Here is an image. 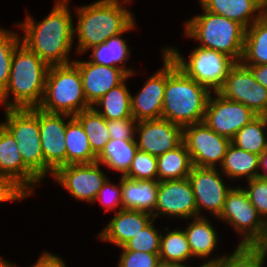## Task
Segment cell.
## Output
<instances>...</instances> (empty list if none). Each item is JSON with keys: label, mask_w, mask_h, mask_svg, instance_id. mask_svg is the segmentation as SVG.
<instances>
[{"label": "cell", "mask_w": 267, "mask_h": 267, "mask_svg": "<svg viewBox=\"0 0 267 267\" xmlns=\"http://www.w3.org/2000/svg\"><path fill=\"white\" fill-rule=\"evenodd\" d=\"M56 5L41 22L28 16L18 24L24 30L21 38L29 50L38 55L48 66L66 65L72 49L74 24L68 0H57Z\"/></svg>", "instance_id": "6da1fadb"}, {"label": "cell", "mask_w": 267, "mask_h": 267, "mask_svg": "<svg viewBox=\"0 0 267 267\" xmlns=\"http://www.w3.org/2000/svg\"><path fill=\"white\" fill-rule=\"evenodd\" d=\"M211 93L188 77L166 52V86L161 118L182 128L203 122Z\"/></svg>", "instance_id": "7a4b0ae2"}, {"label": "cell", "mask_w": 267, "mask_h": 267, "mask_svg": "<svg viewBox=\"0 0 267 267\" xmlns=\"http://www.w3.org/2000/svg\"><path fill=\"white\" fill-rule=\"evenodd\" d=\"M122 4L119 0H98L77 8L78 23L74 27V36L77 33L78 54L135 28L133 14Z\"/></svg>", "instance_id": "3957f363"}, {"label": "cell", "mask_w": 267, "mask_h": 267, "mask_svg": "<svg viewBox=\"0 0 267 267\" xmlns=\"http://www.w3.org/2000/svg\"><path fill=\"white\" fill-rule=\"evenodd\" d=\"M49 66L20 43L14 50L9 81L0 95L5 109L37 108L42 101ZM13 94V101L8 98Z\"/></svg>", "instance_id": "277c9868"}, {"label": "cell", "mask_w": 267, "mask_h": 267, "mask_svg": "<svg viewBox=\"0 0 267 267\" xmlns=\"http://www.w3.org/2000/svg\"><path fill=\"white\" fill-rule=\"evenodd\" d=\"M202 9V15L185 23V35L199 41L202 48L222 52L240 62L246 29L240 23Z\"/></svg>", "instance_id": "5b68a950"}, {"label": "cell", "mask_w": 267, "mask_h": 267, "mask_svg": "<svg viewBox=\"0 0 267 267\" xmlns=\"http://www.w3.org/2000/svg\"><path fill=\"white\" fill-rule=\"evenodd\" d=\"M39 109L48 113L75 116L91 108L88 104L79 69L73 64L49 66Z\"/></svg>", "instance_id": "8992f818"}, {"label": "cell", "mask_w": 267, "mask_h": 267, "mask_svg": "<svg viewBox=\"0 0 267 267\" xmlns=\"http://www.w3.org/2000/svg\"><path fill=\"white\" fill-rule=\"evenodd\" d=\"M177 66L190 78L206 87L210 92H218L224 85L230 69L236 61L228 55L209 48L196 47L189 59L183 58L174 48L164 49Z\"/></svg>", "instance_id": "52a82bcc"}, {"label": "cell", "mask_w": 267, "mask_h": 267, "mask_svg": "<svg viewBox=\"0 0 267 267\" xmlns=\"http://www.w3.org/2000/svg\"><path fill=\"white\" fill-rule=\"evenodd\" d=\"M3 126L15 138L24 164L44 178V154L39 130V108L6 109Z\"/></svg>", "instance_id": "ba28073f"}, {"label": "cell", "mask_w": 267, "mask_h": 267, "mask_svg": "<svg viewBox=\"0 0 267 267\" xmlns=\"http://www.w3.org/2000/svg\"><path fill=\"white\" fill-rule=\"evenodd\" d=\"M217 218L226 221L239 234L243 235V239L236 248L240 253L259 235L265 224V220L251 204L246 191L242 187H232Z\"/></svg>", "instance_id": "9c48e42d"}, {"label": "cell", "mask_w": 267, "mask_h": 267, "mask_svg": "<svg viewBox=\"0 0 267 267\" xmlns=\"http://www.w3.org/2000/svg\"><path fill=\"white\" fill-rule=\"evenodd\" d=\"M183 143L193 166L216 168L217 163L222 164L231 140L200 122L183 127Z\"/></svg>", "instance_id": "30bf717a"}, {"label": "cell", "mask_w": 267, "mask_h": 267, "mask_svg": "<svg viewBox=\"0 0 267 267\" xmlns=\"http://www.w3.org/2000/svg\"><path fill=\"white\" fill-rule=\"evenodd\" d=\"M210 94L204 123L220 136L232 140L236 133L258 115L240 102L225 99L218 92Z\"/></svg>", "instance_id": "8fae6325"}, {"label": "cell", "mask_w": 267, "mask_h": 267, "mask_svg": "<svg viewBox=\"0 0 267 267\" xmlns=\"http://www.w3.org/2000/svg\"><path fill=\"white\" fill-rule=\"evenodd\" d=\"M218 93L225 99L244 104L258 116H267V89L241 62H236L230 69Z\"/></svg>", "instance_id": "7c38bea8"}, {"label": "cell", "mask_w": 267, "mask_h": 267, "mask_svg": "<svg viewBox=\"0 0 267 267\" xmlns=\"http://www.w3.org/2000/svg\"><path fill=\"white\" fill-rule=\"evenodd\" d=\"M74 116L68 114L48 113L39 109V130L41 146L44 154V177L66 165V136L67 123ZM65 118H69L65 122Z\"/></svg>", "instance_id": "4fadbf2b"}, {"label": "cell", "mask_w": 267, "mask_h": 267, "mask_svg": "<svg viewBox=\"0 0 267 267\" xmlns=\"http://www.w3.org/2000/svg\"><path fill=\"white\" fill-rule=\"evenodd\" d=\"M99 163L69 164L58 168L53 179L61 184L75 199L94 202L107 176Z\"/></svg>", "instance_id": "5bb4252c"}, {"label": "cell", "mask_w": 267, "mask_h": 267, "mask_svg": "<svg viewBox=\"0 0 267 267\" xmlns=\"http://www.w3.org/2000/svg\"><path fill=\"white\" fill-rule=\"evenodd\" d=\"M160 215L191 219L197 217V205L188 178L159 182L154 220Z\"/></svg>", "instance_id": "9a60e30c"}, {"label": "cell", "mask_w": 267, "mask_h": 267, "mask_svg": "<svg viewBox=\"0 0 267 267\" xmlns=\"http://www.w3.org/2000/svg\"><path fill=\"white\" fill-rule=\"evenodd\" d=\"M217 168L193 166L188 179L193 188L197 217L202 208L209 210L216 218L220 215L228 192L232 187H227L223 182Z\"/></svg>", "instance_id": "2e32d148"}, {"label": "cell", "mask_w": 267, "mask_h": 267, "mask_svg": "<svg viewBox=\"0 0 267 267\" xmlns=\"http://www.w3.org/2000/svg\"><path fill=\"white\" fill-rule=\"evenodd\" d=\"M138 150L159 156L183 143V128L166 119L137 121Z\"/></svg>", "instance_id": "e0dca14e"}, {"label": "cell", "mask_w": 267, "mask_h": 267, "mask_svg": "<svg viewBox=\"0 0 267 267\" xmlns=\"http://www.w3.org/2000/svg\"><path fill=\"white\" fill-rule=\"evenodd\" d=\"M82 77L83 90L88 104L92 107L113 87L130 77L118 67L98 65L88 61H73Z\"/></svg>", "instance_id": "ac0fdd59"}, {"label": "cell", "mask_w": 267, "mask_h": 267, "mask_svg": "<svg viewBox=\"0 0 267 267\" xmlns=\"http://www.w3.org/2000/svg\"><path fill=\"white\" fill-rule=\"evenodd\" d=\"M162 51L164 66L145 82L135 97L131 95V112L136 121L161 118L166 86V51Z\"/></svg>", "instance_id": "d6986e66"}, {"label": "cell", "mask_w": 267, "mask_h": 267, "mask_svg": "<svg viewBox=\"0 0 267 267\" xmlns=\"http://www.w3.org/2000/svg\"><path fill=\"white\" fill-rule=\"evenodd\" d=\"M0 173L9 175L30 195L41 180L24 164L15 138L2 126L0 128Z\"/></svg>", "instance_id": "ffe728a7"}, {"label": "cell", "mask_w": 267, "mask_h": 267, "mask_svg": "<svg viewBox=\"0 0 267 267\" xmlns=\"http://www.w3.org/2000/svg\"><path fill=\"white\" fill-rule=\"evenodd\" d=\"M114 218L102 230L98 237L118 247H123L130 239L154 220L152 214L133 209H118Z\"/></svg>", "instance_id": "44dd1931"}, {"label": "cell", "mask_w": 267, "mask_h": 267, "mask_svg": "<svg viewBox=\"0 0 267 267\" xmlns=\"http://www.w3.org/2000/svg\"><path fill=\"white\" fill-rule=\"evenodd\" d=\"M199 2L206 11L240 23L245 29L267 11V4L263 0H199Z\"/></svg>", "instance_id": "7402d4cb"}, {"label": "cell", "mask_w": 267, "mask_h": 267, "mask_svg": "<svg viewBox=\"0 0 267 267\" xmlns=\"http://www.w3.org/2000/svg\"><path fill=\"white\" fill-rule=\"evenodd\" d=\"M158 181L133 180L122 176L123 209L145 211L150 214L155 210Z\"/></svg>", "instance_id": "603a6c76"}, {"label": "cell", "mask_w": 267, "mask_h": 267, "mask_svg": "<svg viewBox=\"0 0 267 267\" xmlns=\"http://www.w3.org/2000/svg\"><path fill=\"white\" fill-rule=\"evenodd\" d=\"M66 165L91 164L97 156L92 152L88 136L81 123L73 117L66 126Z\"/></svg>", "instance_id": "cb8c5ba5"}, {"label": "cell", "mask_w": 267, "mask_h": 267, "mask_svg": "<svg viewBox=\"0 0 267 267\" xmlns=\"http://www.w3.org/2000/svg\"><path fill=\"white\" fill-rule=\"evenodd\" d=\"M243 65L267 64V11L246 29Z\"/></svg>", "instance_id": "d4e9b609"}, {"label": "cell", "mask_w": 267, "mask_h": 267, "mask_svg": "<svg viewBox=\"0 0 267 267\" xmlns=\"http://www.w3.org/2000/svg\"><path fill=\"white\" fill-rule=\"evenodd\" d=\"M259 164L260 155L244 151L230 143L219 169L226 177H246V180H250L259 177Z\"/></svg>", "instance_id": "484cf974"}, {"label": "cell", "mask_w": 267, "mask_h": 267, "mask_svg": "<svg viewBox=\"0 0 267 267\" xmlns=\"http://www.w3.org/2000/svg\"><path fill=\"white\" fill-rule=\"evenodd\" d=\"M121 35L113 36L104 43L91 47L93 53L90 62L103 66L118 67L132 76L134 74L133 69H128L125 66L131 53L127 41L122 39ZM120 63H122V66Z\"/></svg>", "instance_id": "4316f807"}, {"label": "cell", "mask_w": 267, "mask_h": 267, "mask_svg": "<svg viewBox=\"0 0 267 267\" xmlns=\"http://www.w3.org/2000/svg\"><path fill=\"white\" fill-rule=\"evenodd\" d=\"M192 161L184 143L157 156L158 182L188 178Z\"/></svg>", "instance_id": "83f0119b"}, {"label": "cell", "mask_w": 267, "mask_h": 267, "mask_svg": "<svg viewBox=\"0 0 267 267\" xmlns=\"http://www.w3.org/2000/svg\"><path fill=\"white\" fill-rule=\"evenodd\" d=\"M138 151L136 139L134 140H115L111 139L96 162L106 165L111 170L121 172L125 176L131 166V163Z\"/></svg>", "instance_id": "f1b7e54d"}, {"label": "cell", "mask_w": 267, "mask_h": 267, "mask_svg": "<svg viewBox=\"0 0 267 267\" xmlns=\"http://www.w3.org/2000/svg\"><path fill=\"white\" fill-rule=\"evenodd\" d=\"M126 79L119 85L113 87L105 95H103L94 104L97 106L92 108L101 114L106 120L126 119L132 117L131 112V93L128 90ZM103 107L104 110L98 108Z\"/></svg>", "instance_id": "f546056e"}, {"label": "cell", "mask_w": 267, "mask_h": 267, "mask_svg": "<svg viewBox=\"0 0 267 267\" xmlns=\"http://www.w3.org/2000/svg\"><path fill=\"white\" fill-rule=\"evenodd\" d=\"M192 257L206 258L217 247L218 235L206 217H195L184 230Z\"/></svg>", "instance_id": "4dcf8cb0"}, {"label": "cell", "mask_w": 267, "mask_h": 267, "mask_svg": "<svg viewBox=\"0 0 267 267\" xmlns=\"http://www.w3.org/2000/svg\"><path fill=\"white\" fill-rule=\"evenodd\" d=\"M266 127L267 116H257L236 133L231 143L244 151L261 155L267 149Z\"/></svg>", "instance_id": "1f68e13d"}, {"label": "cell", "mask_w": 267, "mask_h": 267, "mask_svg": "<svg viewBox=\"0 0 267 267\" xmlns=\"http://www.w3.org/2000/svg\"><path fill=\"white\" fill-rule=\"evenodd\" d=\"M83 126L88 136L92 152L98 157L111 140L107 120L92 107L74 116Z\"/></svg>", "instance_id": "d6a6232c"}, {"label": "cell", "mask_w": 267, "mask_h": 267, "mask_svg": "<svg viewBox=\"0 0 267 267\" xmlns=\"http://www.w3.org/2000/svg\"><path fill=\"white\" fill-rule=\"evenodd\" d=\"M165 235L161 234L160 237V261L184 264V261L192 258V252L189 247L187 235L184 230L174 229Z\"/></svg>", "instance_id": "836d02e7"}, {"label": "cell", "mask_w": 267, "mask_h": 267, "mask_svg": "<svg viewBox=\"0 0 267 267\" xmlns=\"http://www.w3.org/2000/svg\"><path fill=\"white\" fill-rule=\"evenodd\" d=\"M17 33L0 28V95L5 91L11 70L12 56L21 43Z\"/></svg>", "instance_id": "e575fe53"}, {"label": "cell", "mask_w": 267, "mask_h": 267, "mask_svg": "<svg viewBox=\"0 0 267 267\" xmlns=\"http://www.w3.org/2000/svg\"><path fill=\"white\" fill-rule=\"evenodd\" d=\"M125 177L133 180L158 181L157 157L138 150Z\"/></svg>", "instance_id": "d590c367"}, {"label": "cell", "mask_w": 267, "mask_h": 267, "mask_svg": "<svg viewBox=\"0 0 267 267\" xmlns=\"http://www.w3.org/2000/svg\"><path fill=\"white\" fill-rule=\"evenodd\" d=\"M153 223L154 220L120 248H122V250L159 253L162 232L159 233Z\"/></svg>", "instance_id": "8d00e7d4"}, {"label": "cell", "mask_w": 267, "mask_h": 267, "mask_svg": "<svg viewBox=\"0 0 267 267\" xmlns=\"http://www.w3.org/2000/svg\"><path fill=\"white\" fill-rule=\"evenodd\" d=\"M248 187L243 188L251 202L257 209L258 214L262 219L267 221V178L256 177L247 180ZM265 216V218L263 217Z\"/></svg>", "instance_id": "74e56055"}, {"label": "cell", "mask_w": 267, "mask_h": 267, "mask_svg": "<svg viewBox=\"0 0 267 267\" xmlns=\"http://www.w3.org/2000/svg\"><path fill=\"white\" fill-rule=\"evenodd\" d=\"M255 267H262L267 257V221L259 235L241 252Z\"/></svg>", "instance_id": "f35d334b"}, {"label": "cell", "mask_w": 267, "mask_h": 267, "mask_svg": "<svg viewBox=\"0 0 267 267\" xmlns=\"http://www.w3.org/2000/svg\"><path fill=\"white\" fill-rule=\"evenodd\" d=\"M159 261V253L122 250L118 267H155Z\"/></svg>", "instance_id": "ab89813d"}, {"label": "cell", "mask_w": 267, "mask_h": 267, "mask_svg": "<svg viewBox=\"0 0 267 267\" xmlns=\"http://www.w3.org/2000/svg\"><path fill=\"white\" fill-rule=\"evenodd\" d=\"M119 185H114L111 183L108 178L107 180L103 183L102 188L99 190L95 201L97 200L100 201V204H102L106 209L112 210L117 207L123 209V204H122V176L120 177L119 180Z\"/></svg>", "instance_id": "60d3db41"}, {"label": "cell", "mask_w": 267, "mask_h": 267, "mask_svg": "<svg viewBox=\"0 0 267 267\" xmlns=\"http://www.w3.org/2000/svg\"><path fill=\"white\" fill-rule=\"evenodd\" d=\"M137 121L131 117L126 119L107 120V128L111 139L134 140Z\"/></svg>", "instance_id": "b9f144b4"}, {"label": "cell", "mask_w": 267, "mask_h": 267, "mask_svg": "<svg viewBox=\"0 0 267 267\" xmlns=\"http://www.w3.org/2000/svg\"><path fill=\"white\" fill-rule=\"evenodd\" d=\"M29 195L12 177L0 173V202L22 200Z\"/></svg>", "instance_id": "7bdbcfd3"}, {"label": "cell", "mask_w": 267, "mask_h": 267, "mask_svg": "<svg viewBox=\"0 0 267 267\" xmlns=\"http://www.w3.org/2000/svg\"><path fill=\"white\" fill-rule=\"evenodd\" d=\"M30 267H66V264L58 256L45 251L38 261Z\"/></svg>", "instance_id": "ee69618b"}, {"label": "cell", "mask_w": 267, "mask_h": 267, "mask_svg": "<svg viewBox=\"0 0 267 267\" xmlns=\"http://www.w3.org/2000/svg\"><path fill=\"white\" fill-rule=\"evenodd\" d=\"M244 66L250 70L254 79L267 89V64Z\"/></svg>", "instance_id": "f6af8a7d"}, {"label": "cell", "mask_w": 267, "mask_h": 267, "mask_svg": "<svg viewBox=\"0 0 267 267\" xmlns=\"http://www.w3.org/2000/svg\"><path fill=\"white\" fill-rule=\"evenodd\" d=\"M239 254L240 252L237 249H235L234 252L230 256L229 255L225 256L223 254V256H221L220 258L216 257V258L210 259L209 261L207 260V262L201 265L200 267H216V265L218 266L225 265L233 261Z\"/></svg>", "instance_id": "bcb514c9"}, {"label": "cell", "mask_w": 267, "mask_h": 267, "mask_svg": "<svg viewBox=\"0 0 267 267\" xmlns=\"http://www.w3.org/2000/svg\"><path fill=\"white\" fill-rule=\"evenodd\" d=\"M216 267H255L242 253H240L233 261L228 264Z\"/></svg>", "instance_id": "7dc6e473"}, {"label": "cell", "mask_w": 267, "mask_h": 267, "mask_svg": "<svg viewBox=\"0 0 267 267\" xmlns=\"http://www.w3.org/2000/svg\"><path fill=\"white\" fill-rule=\"evenodd\" d=\"M259 169L264 170L259 177L267 178V149L260 155Z\"/></svg>", "instance_id": "c3c4849f"}, {"label": "cell", "mask_w": 267, "mask_h": 267, "mask_svg": "<svg viewBox=\"0 0 267 267\" xmlns=\"http://www.w3.org/2000/svg\"><path fill=\"white\" fill-rule=\"evenodd\" d=\"M155 267H187L183 264L159 261Z\"/></svg>", "instance_id": "681fc988"}, {"label": "cell", "mask_w": 267, "mask_h": 267, "mask_svg": "<svg viewBox=\"0 0 267 267\" xmlns=\"http://www.w3.org/2000/svg\"><path fill=\"white\" fill-rule=\"evenodd\" d=\"M0 267H17L16 265L9 263V261H5L2 258H0Z\"/></svg>", "instance_id": "f907efd6"}, {"label": "cell", "mask_w": 267, "mask_h": 267, "mask_svg": "<svg viewBox=\"0 0 267 267\" xmlns=\"http://www.w3.org/2000/svg\"><path fill=\"white\" fill-rule=\"evenodd\" d=\"M121 2H125L128 3V1L130 2L131 0H120Z\"/></svg>", "instance_id": "816d5d0a"}]
</instances>
